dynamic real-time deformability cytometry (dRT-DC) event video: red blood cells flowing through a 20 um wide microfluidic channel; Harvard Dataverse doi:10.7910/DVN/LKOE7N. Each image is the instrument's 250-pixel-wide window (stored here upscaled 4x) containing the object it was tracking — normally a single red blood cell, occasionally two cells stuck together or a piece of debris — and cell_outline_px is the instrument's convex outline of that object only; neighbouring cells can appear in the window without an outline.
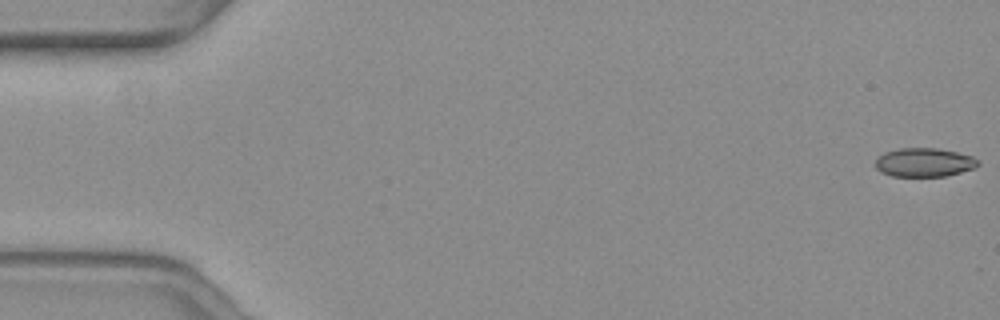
{"species": "common noctule bat (a hibernating species)", "species_latin": "Nyctalus noctula", "temperature_condition": "warm", "stored_images_in_passage": 52, "camera_frame_rate_fps": 3000, "um_per_image_px": 0.085, "animal": {"sex": "female", "body_mass_g": 19.3, "forearm_length_mm": 54.1}, "frame": {"image": 1, "passage_image": 1, "time_ms": 0.0, "image_size_px": [1000, 320], "cell_outline_px": [[980, 164], [976, 168], [944, 176], [892, 176], [880, 172], [876, 168], [876, 156], [884, 152], [900, 148], [936, 148], [956, 152], [972, 156]], "centroid_in_image_um": [78.52, 13.8], "position_along_channel_um": 6.5, "area_um2": 17.22}}
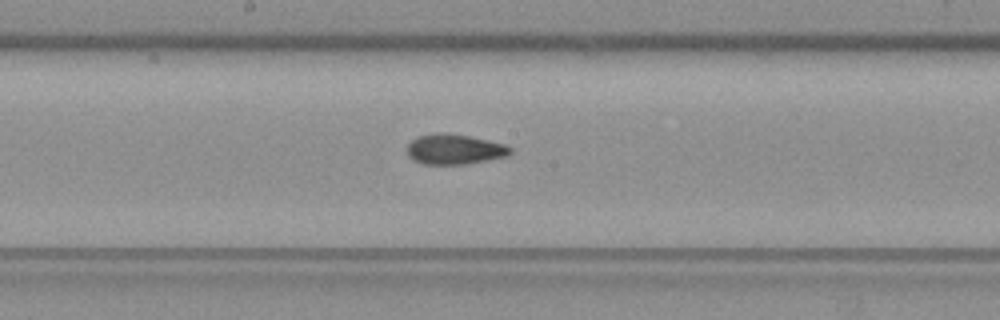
{"frame": {"image": 2, "passage_image": 30, "time_ms": 9.667, "image_size_px": [1000, 320], "cell_outline_px": [[512, 152], [508, 156], [468, 164], [424, 164], [412, 160], [408, 156], [408, 144], [416, 136], [436, 132], [448, 132], [488, 140], [504, 144], [512, 148]], "centroid_in_image_um": [38.62, 12.68], "position_along_channel_um": 209.6, "area_um2": 18.38}}
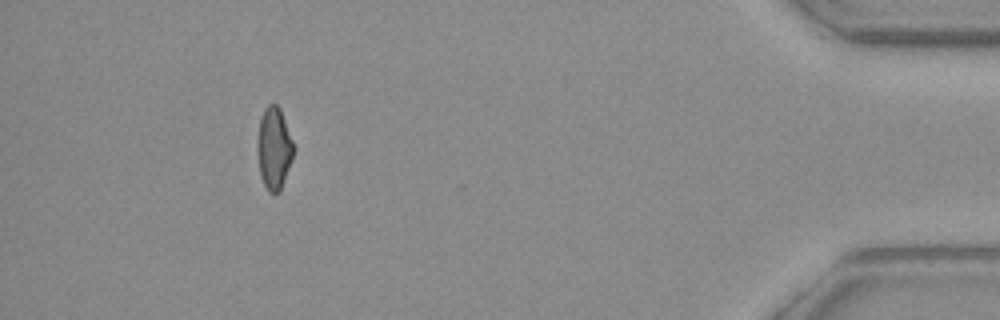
{"frame": {"image": 3, "passage_image": 52, "time_ms": 17.0, "image_size_px": [1000, 320], "cell_outline_px": [[292, 160], [280, 192], [268, 192], [260, 176], [256, 148], [256, 140], [260, 120], [264, 108], [268, 104], [276, 104], [280, 108], [292, 140]], "centroid_in_image_um": [23.25, 12.61], "position_along_channel_um": 411.9, "area_um2": 17.28}, "authors_computed_cell_mechanics": {"area_um2": 17.8891, "velocity_mm_per_s": 3.6565, "shape_relaxation_time_tau1_ms": 8.8099, "shape_relaxation_time_tau2_ms": 1.8163, "deformation_change_tau1": 0.2028, "deformation_change_tau2": 0.0834}}